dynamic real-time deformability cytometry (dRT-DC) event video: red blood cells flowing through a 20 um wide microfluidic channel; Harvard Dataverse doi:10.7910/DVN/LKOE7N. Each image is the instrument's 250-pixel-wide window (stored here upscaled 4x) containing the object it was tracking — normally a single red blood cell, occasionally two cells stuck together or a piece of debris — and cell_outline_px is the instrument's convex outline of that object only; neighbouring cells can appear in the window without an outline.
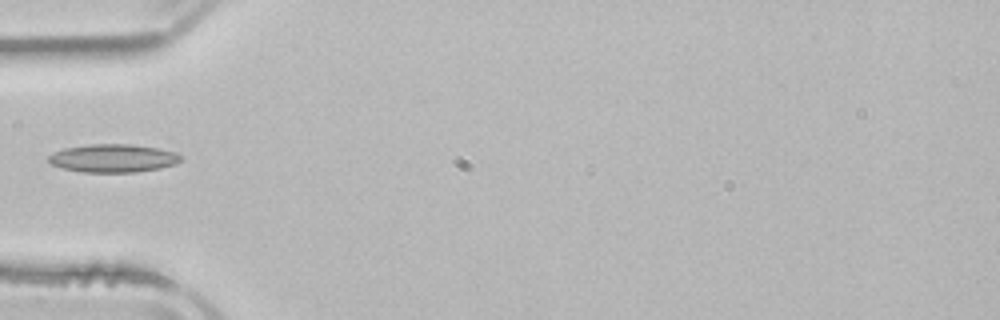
{"species": "common noctule bat (a hibernating species)", "species_latin": "Nyctalus noctula", "temperature_condition": "room temperature", "stored_images_in_passage": 1, "camera_frame_rate_fps": 3000, "um_per_image_px": 0.085, "animal": {"sex": "male", "body_mass_g": 21.5, "forearm_length_mm": 52.0}, "frame": {"image": 1, "passage_image": 1, "time_ms": 0.0, "image_size_px": [1000, 320], "cell_outline_px": [[180, 160], [176, 164], [160, 168], [136, 172], [84, 172], [60, 168], [52, 164], [48, 160], [48, 156], [52, 152], [64, 148], [88, 144], [128, 144], [156, 148], [176, 152], [180, 156]], "centroid_in_image_um": [9.57, 13.45], "position_along_channel_um": 75.4, "area_um2": 21.68}}